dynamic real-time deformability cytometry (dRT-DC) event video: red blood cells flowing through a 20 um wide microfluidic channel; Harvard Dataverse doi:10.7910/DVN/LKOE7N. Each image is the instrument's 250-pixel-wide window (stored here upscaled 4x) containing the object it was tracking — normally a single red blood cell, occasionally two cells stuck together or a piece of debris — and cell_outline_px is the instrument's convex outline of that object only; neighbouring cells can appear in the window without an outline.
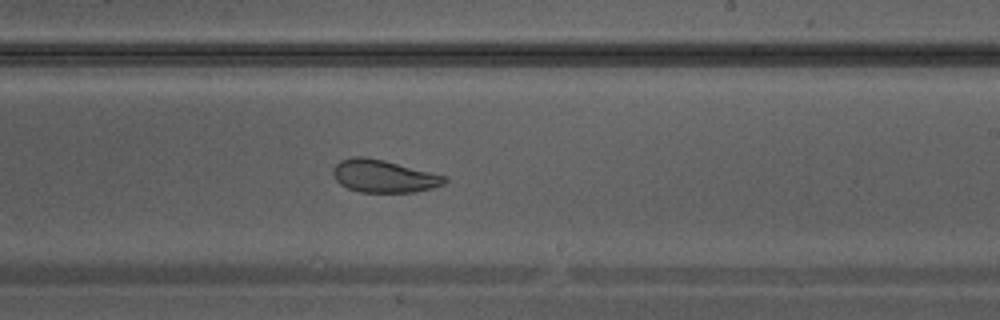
{"species": "Egyptian fruit bat (a non-hibernating species)", "species_latin": "Rousettus aegyptiacus", "temperature_condition": "warm", "stored_images_in_passage": 37, "camera_frame_rate_fps": 3000, "um_per_image_px": 0.085, "animal": {"sex": "male"}, "frame": {"image": 1, "passage_image": 22, "time_ms": 7.0, "image_size_px": [1000, 320], "cell_outline_px": [[448, 180], [444, 184], [432, 188], [416, 192], [360, 192], [348, 188], [340, 184], [336, 180], [332, 172], [332, 168], [340, 160], [352, 156], [364, 156], [384, 160], [444, 176]], "centroid_in_image_um": [32.57, 14.97], "position_along_channel_um": 256.4, "area_um2": 21.1}}